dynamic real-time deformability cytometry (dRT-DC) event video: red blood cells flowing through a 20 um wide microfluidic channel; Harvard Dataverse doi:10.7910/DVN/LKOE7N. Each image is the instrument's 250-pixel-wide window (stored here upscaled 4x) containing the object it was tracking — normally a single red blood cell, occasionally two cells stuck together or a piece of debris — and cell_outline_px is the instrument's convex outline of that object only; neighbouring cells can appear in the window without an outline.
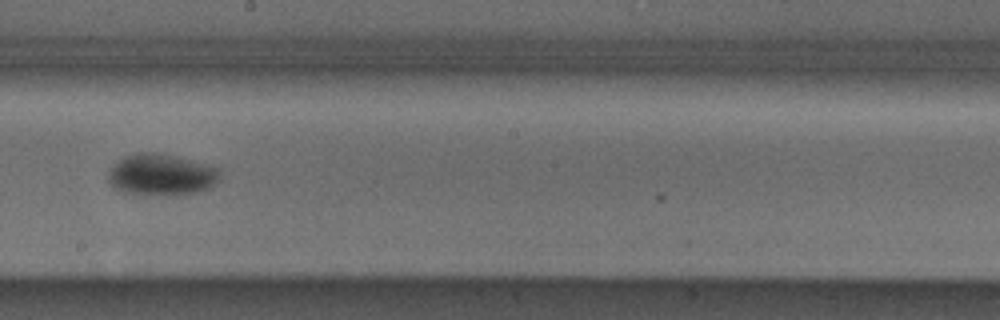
{"species": "Egyptian fruit bat (a non-hibernating species)", "species_latin": "Rousettus aegyptiacus", "temperature_condition": "cold", "stored_images_in_passage": 22, "camera_frame_rate_fps": 3000, "um_per_image_px": 0.085, "animal": {"sex": "male"}, "frame": {"image": 1, "passage_image": 16, "time_ms": 5.0, "image_size_px": [1000, 320], "cell_outline_px": [[220, 180], [212, 188], [196, 192], [148, 196], [120, 192], [108, 184], [108, 172], [124, 156], [136, 152], [156, 152], [176, 156], [216, 168], [220, 172]], "centroid_in_image_um": [13.67, 14.87], "position_along_channel_um": 234.5, "area_um2": 27.17}}